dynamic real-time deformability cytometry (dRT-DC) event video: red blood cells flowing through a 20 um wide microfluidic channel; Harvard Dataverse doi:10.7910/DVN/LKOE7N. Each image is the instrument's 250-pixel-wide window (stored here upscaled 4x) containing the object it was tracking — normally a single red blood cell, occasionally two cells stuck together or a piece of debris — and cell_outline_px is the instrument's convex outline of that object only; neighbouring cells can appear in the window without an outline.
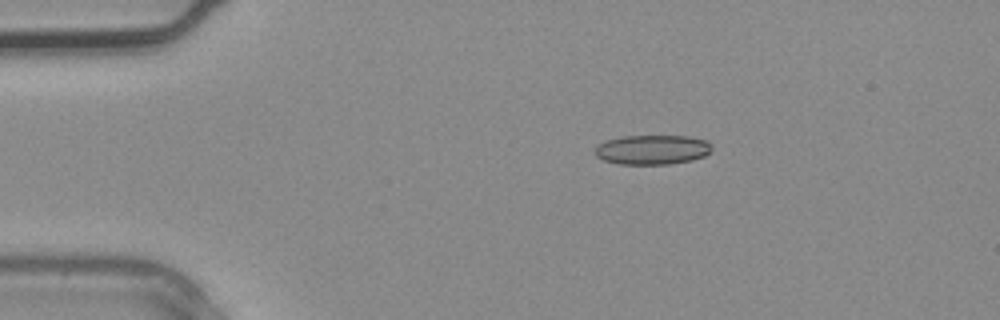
{"species": "common noctule bat (a hibernating species)", "species_latin": "Nyctalus noctula", "temperature_condition": "warm", "stored_images_in_passage": 4, "camera_frame_rate_fps": 3000, "um_per_image_px": 0.085, "animal": {"sex": "male", "body_mass_g": 20.4}, "frame": {"image": 1, "passage_image": 2, "time_ms": 0.333, "image_size_px": [1000, 320], "cell_outline_px": [[712, 148], [704, 156], [692, 160], [668, 164], [620, 164], [604, 160], [596, 156], [596, 148], [604, 140], [624, 136], [688, 136], [708, 140], [712, 144]], "centroid_in_image_um": [55.47, 12.71], "position_along_channel_um": 29.5, "area_um2": 20.11}}